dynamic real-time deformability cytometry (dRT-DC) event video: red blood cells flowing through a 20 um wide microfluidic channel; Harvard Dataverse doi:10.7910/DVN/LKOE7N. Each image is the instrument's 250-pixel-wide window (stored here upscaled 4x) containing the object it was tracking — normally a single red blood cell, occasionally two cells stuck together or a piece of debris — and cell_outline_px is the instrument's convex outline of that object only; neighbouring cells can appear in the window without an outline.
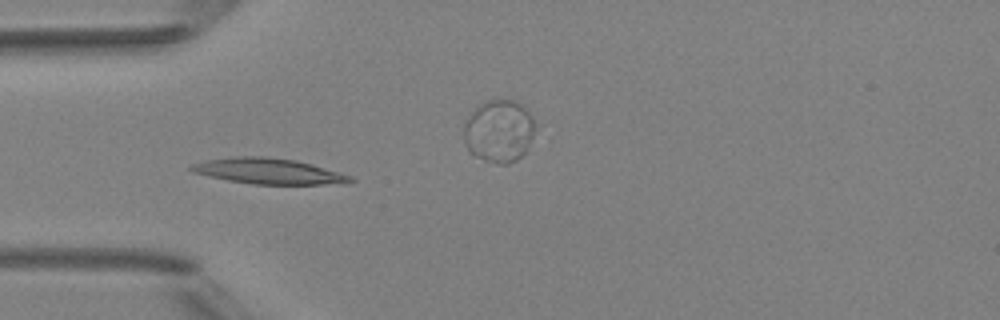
{"species": "Egyptian fruit bat (a non-hibernating species)", "species_latin": "Rousettus aegyptiacus", "temperature_condition": "room temperature", "stored_images_in_passage": 9, "camera_frame_rate_fps": 3000, "um_per_image_px": 0.085, "animal": {"sex": "female"}, "frame": {"image": 1, "passage_image": 4, "time_ms": 4.333, "image_size_px": [1000, 320], "cell_outline_px": [[356, 180], [320, 184], [252, 184], [228, 180], [192, 172], [188, 168], [192, 164], [208, 160], [236, 156], [264, 156], [296, 160], [340, 172], [352, 176]], "centroid_in_image_um": [22.78, 14.54], "position_along_channel_um": 62.2, "area_um2": 23.41}}